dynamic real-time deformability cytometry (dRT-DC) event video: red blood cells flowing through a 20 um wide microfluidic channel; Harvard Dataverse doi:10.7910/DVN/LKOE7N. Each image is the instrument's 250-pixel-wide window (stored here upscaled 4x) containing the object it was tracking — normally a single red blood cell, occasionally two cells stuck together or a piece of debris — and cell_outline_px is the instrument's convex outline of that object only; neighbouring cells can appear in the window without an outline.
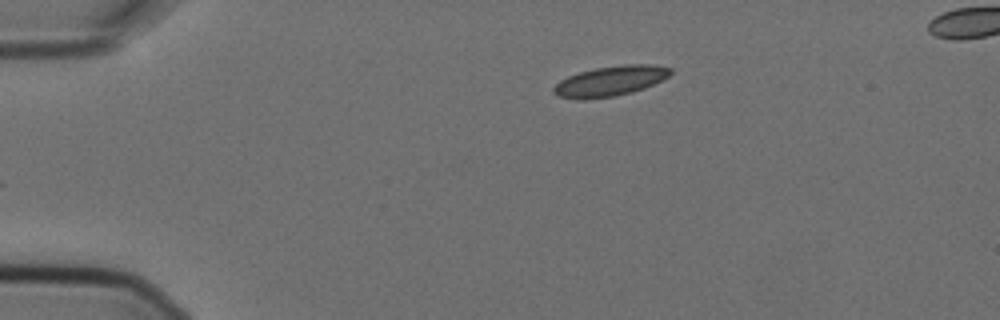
{"species": "Egyptian fruit bat (a non-hibernating species)", "species_latin": "Rousettus aegyptiacus", "temperature_condition": "cold", "stored_images_in_passage": 6, "camera_frame_rate_fps": 3000, "um_per_image_px": 0.085, "animal": {"sex": "female"}, "frame": {"image": 1, "passage_image": 1, "time_ms": 0.0, "image_size_px": [1000, 320], "cell_outline_px": [[672, 72], [668, 76], [644, 88], [632, 92], [612, 96], [584, 100], [576, 100], [556, 96], [552, 92], [552, 88], [560, 80], [568, 76], [580, 72], [596, 68], [624, 64], [652, 64], [672, 68]], "centroid_in_image_um": [51.82, 6.9], "position_along_channel_um": 33.2, "area_um2": 20.52}}
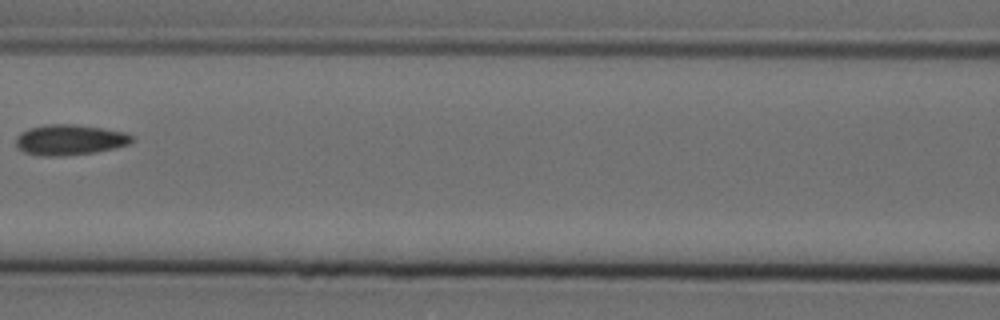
{"frame": {"image": 2, "passage_image": 5, "time_ms": 1.333, "image_size_px": [1000, 320], "cell_outline_px": [[136, 136], [128, 144], [96, 152], [64, 156], [40, 156], [24, 152], [16, 148], [16, 136], [20, 132], [28, 128], [48, 124], [76, 124], [104, 128], [128, 132]], "centroid_in_image_um": [5.92, 11.88], "position_along_channel_um": 160.7, "area_um2": 20.98}}
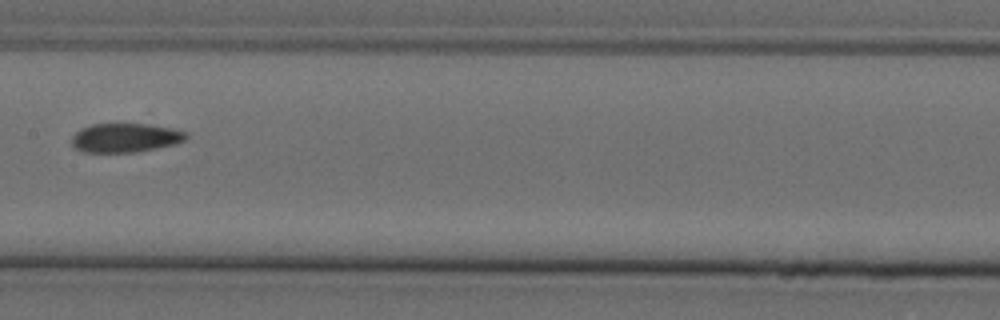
{"frame": {"image": 3, "passage_image": 6, "time_ms": 1.667, "image_size_px": [1000, 320], "cell_outline_px": [[188, 136], [184, 140], [176, 144], [136, 152], [84, 152], [76, 148], [72, 144], [72, 136], [80, 128], [92, 124], [144, 124], [172, 128], [184, 132]], "centroid_in_image_um": [10.63, 11.71], "position_along_channel_um": 196.8, "area_um2": 19.19}}